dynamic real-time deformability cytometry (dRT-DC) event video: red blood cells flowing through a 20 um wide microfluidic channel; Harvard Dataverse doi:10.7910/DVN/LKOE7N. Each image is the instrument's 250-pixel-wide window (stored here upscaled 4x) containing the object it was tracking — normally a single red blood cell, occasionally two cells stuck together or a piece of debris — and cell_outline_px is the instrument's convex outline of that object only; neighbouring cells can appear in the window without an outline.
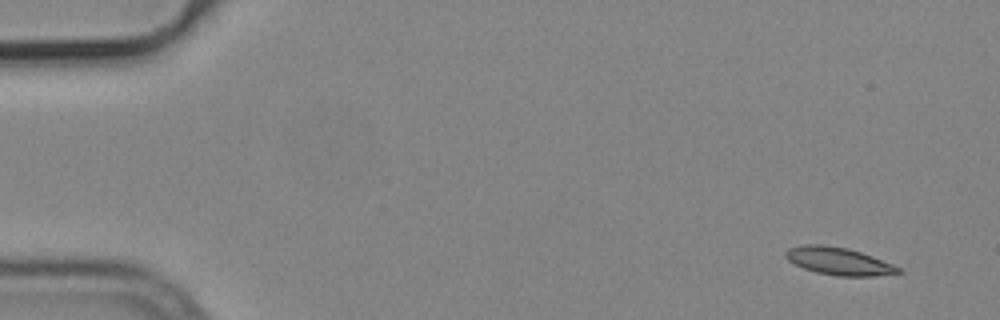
{"species": "common noctule bat (a hibernating species)", "species_latin": "Nyctalus noctula", "temperature_condition": "cold", "stored_images_in_passage": 6, "camera_frame_rate_fps": 3000, "um_per_image_px": 0.085, "animal": {"sex": "male", "body_mass_g": 19.2, "forearm_length_mm": 51.8}, "frame": {"image": 1, "passage_image": 1, "time_ms": 0.0, "image_size_px": [1000, 320], "cell_outline_px": [[904, 272], [876, 276], [836, 276], [816, 272], [804, 268], [788, 260], [784, 256], [784, 252], [788, 248], [804, 244], [820, 244], [848, 248], [872, 256], [892, 264], [900, 268]], "centroid_in_image_um": [71.28, 22.2], "position_along_channel_um": 13.7, "area_um2": 18.09}}